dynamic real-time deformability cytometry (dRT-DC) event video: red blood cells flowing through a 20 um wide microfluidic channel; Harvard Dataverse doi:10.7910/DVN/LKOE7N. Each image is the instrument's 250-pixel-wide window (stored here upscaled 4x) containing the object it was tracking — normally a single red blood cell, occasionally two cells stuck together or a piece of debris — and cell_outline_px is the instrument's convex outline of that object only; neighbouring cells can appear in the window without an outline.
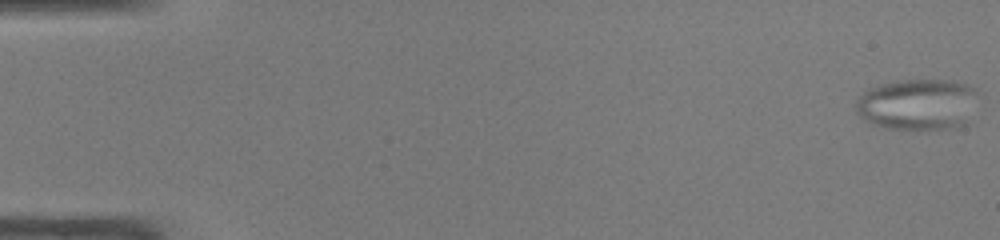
{"species": "common noctule bat (a hibernating species)", "species_latin": "Nyctalus noctula", "temperature_condition": "warm", "stored_images_in_passage": 49, "camera_frame_rate_fps": 3000, "um_per_image_px": 0.085, "animal": {"sex": "male", "body_mass_g": 19.0, "forearm_length_mm": 50.8}, "frame": {"image": 1, "passage_image": 1, "time_ms": 0.0, "image_size_px": [1000, 240], "cell_outline_px": [[976, 92], [968, 124], [956, 128], [916, 132], [884, 128], [864, 120], [856, 112], [856, 100], [868, 88], [880, 84], [904, 80], [956, 80], [968, 84], [976, 88]], "centroid_in_image_um": [78.01, 8.92], "position_along_channel_um": 7.0, "area_um2": 37.45}}
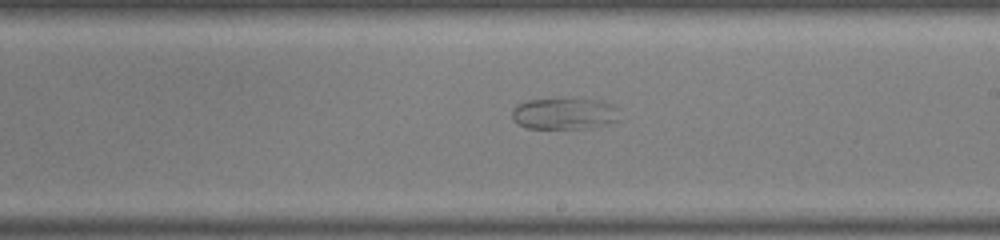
{"frame": {"image": 2, "passage_image": 29, "time_ms": 9.333, "image_size_px": [1000, 240], "cell_outline_px": [[620, 120], [604, 124], [584, 128], [528, 128], [516, 124], [512, 120], [512, 108], [516, 104], [528, 100], [600, 100], [616, 104]], "centroid_in_image_um": [47.95, 9.66], "position_along_channel_um": 241.0, "area_um2": 19.59}}
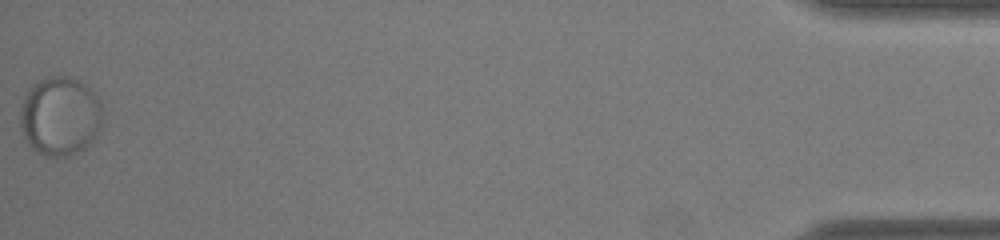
{"frame": {"image": 3, "passage_image": 49, "time_ms": 16.0, "image_size_px": [1000, 240], "cell_outline_px": [[100, 128], [96, 136], [84, 148], [68, 156], [56, 160], [44, 156], [36, 152], [28, 144], [24, 136], [20, 124], [20, 108], [24, 96], [32, 84], [44, 76], [64, 76], [80, 80], [92, 88], [96, 92], [100, 100]], "centroid_in_image_um": [5.08, 9.87], "position_along_channel_um": 430.1, "area_um2": 38.61}}